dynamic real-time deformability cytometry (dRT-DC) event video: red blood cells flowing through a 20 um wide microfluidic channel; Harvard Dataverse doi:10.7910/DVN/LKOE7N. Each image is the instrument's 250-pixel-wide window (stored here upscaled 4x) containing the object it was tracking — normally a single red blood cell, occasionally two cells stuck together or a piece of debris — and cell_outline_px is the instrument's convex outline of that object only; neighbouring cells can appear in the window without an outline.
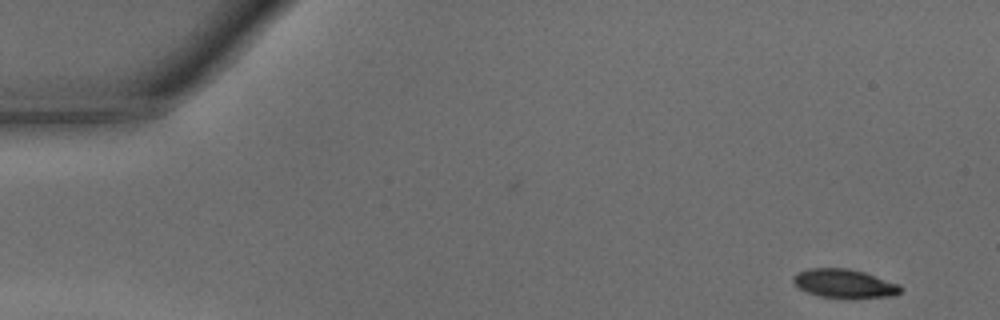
{"species": "common noctule bat (a hibernating species)", "species_latin": "Nyctalus noctula", "temperature_condition": "warm", "stored_images_in_passage": 36, "camera_frame_rate_fps": 3000, "um_per_image_px": 0.085, "animal": {"sex": "male", "body_mass_g": 15.6}, "frame": {"image": 1, "passage_image": 1, "time_ms": 0.0, "image_size_px": [1000, 320], "cell_outline_px": [[900, 292], [896, 296], [820, 296], [808, 292], [800, 288], [792, 280], [792, 276], [796, 272], [808, 268], [848, 268], [864, 272], [900, 284]], "centroid_in_image_um": [71.73, 24.05], "position_along_channel_um": 13.3, "area_um2": 17.4}}
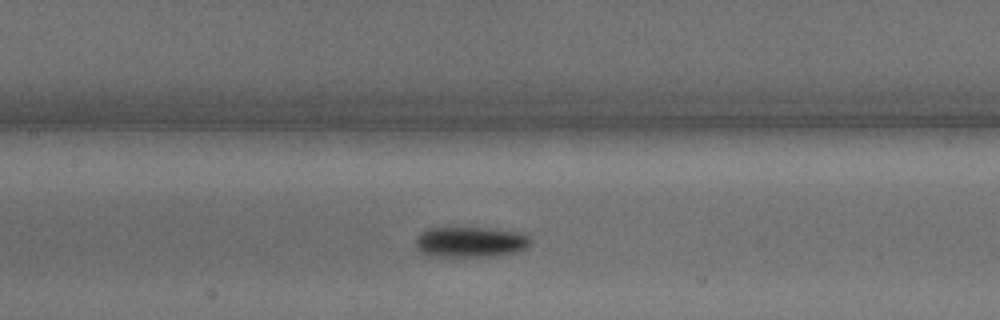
{"frame": {"image": 2, "passage_image": 20, "time_ms": 6.333, "image_size_px": [1000, 320], "cell_outline_px": [[532, 240], [524, 248], [516, 252], [496, 256], [428, 256], [420, 252], [416, 248], [416, 236], [420, 232], [428, 228], [488, 228], [524, 232]], "centroid_in_image_um": [39.97, 20.56], "position_along_channel_um": 167.4, "area_um2": 20.58}}
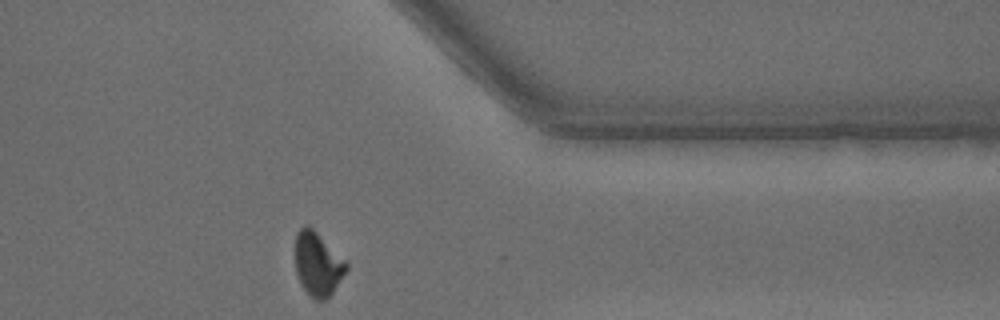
{"frame": {"image": 3, "passage_image": 36, "time_ms": 11.667, "image_size_px": [1000, 320], "cell_outline_px": [[348, 268], [332, 292], [324, 300], [316, 300], [300, 284], [296, 276], [296, 232], [304, 224], [308, 224], [348, 264]], "centroid_in_image_um": [26.98, 22.43], "position_along_channel_um": 384.4, "area_um2": 18.5}, "authors_computed_cell_mechanics": {"area_um2": 19.8543, "velocity_mm_per_s": 4.2963, "shape_relaxation_time_tau1_ms": 2.532, "shape_relaxation_time_tau2_ms": 5.5649, "deformation_change_tau1": 0.1234, "deformation_change_tau2": 0.1035}}